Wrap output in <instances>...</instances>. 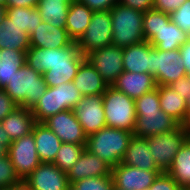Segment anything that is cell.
<instances>
[{
  "label": "cell",
  "instance_id": "6da1fadb",
  "mask_svg": "<svg viewBox=\"0 0 190 190\" xmlns=\"http://www.w3.org/2000/svg\"><path fill=\"white\" fill-rule=\"evenodd\" d=\"M85 59L76 42L58 49L30 47L26 52V63L43 74L48 87L72 82Z\"/></svg>",
  "mask_w": 190,
  "mask_h": 190
},
{
  "label": "cell",
  "instance_id": "7a4b0ae2",
  "mask_svg": "<svg viewBox=\"0 0 190 190\" xmlns=\"http://www.w3.org/2000/svg\"><path fill=\"white\" fill-rule=\"evenodd\" d=\"M132 137L128 130L106 126L87 137L85 149L113 168L121 163Z\"/></svg>",
  "mask_w": 190,
  "mask_h": 190
},
{
  "label": "cell",
  "instance_id": "3957f363",
  "mask_svg": "<svg viewBox=\"0 0 190 190\" xmlns=\"http://www.w3.org/2000/svg\"><path fill=\"white\" fill-rule=\"evenodd\" d=\"M47 88L43 74L25 63L15 72L4 91L18 106L31 109Z\"/></svg>",
  "mask_w": 190,
  "mask_h": 190
},
{
  "label": "cell",
  "instance_id": "277c9868",
  "mask_svg": "<svg viewBox=\"0 0 190 190\" xmlns=\"http://www.w3.org/2000/svg\"><path fill=\"white\" fill-rule=\"evenodd\" d=\"M112 45L128 47L145 41L143 12L116 3L111 9Z\"/></svg>",
  "mask_w": 190,
  "mask_h": 190
},
{
  "label": "cell",
  "instance_id": "5b68a950",
  "mask_svg": "<svg viewBox=\"0 0 190 190\" xmlns=\"http://www.w3.org/2000/svg\"><path fill=\"white\" fill-rule=\"evenodd\" d=\"M106 126L133 131L136 121L135 100L108 86L102 94Z\"/></svg>",
  "mask_w": 190,
  "mask_h": 190
},
{
  "label": "cell",
  "instance_id": "8992f818",
  "mask_svg": "<svg viewBox=\"0 0 190 190\" xmlns=\"http://www.w3.org/2000/svg\"><path fill=\"white\" fill-rule=\"evenodd\" d=\"M76 44L84 56L94 50L112 45V20L110 10L94 11L90 24Z\"/></svg>",
  "mask_w": 190,
  "mask_h": 190
},
{
  "label": "cell",
  "instance_id": "52a82bcc",
  "mask_svg": "<svg viewBox=\"0 0 190 190\" xmlns=\"http://www.w3.org/2000/svg\"><path fill=\"white\" fill-rule=\"evenodd\" d=\"M187 135L180 125L171 132L157 134L147 138L150 153L158 169L167 172L178 150L186 142Z\"/></svg>",
  "mask_w": 190,
  "mask_h": 190
},
{
  "label": "cell",
  "instance_id": "ba28073f",
  "mask_svg": "<svg viewBox=\"0 0 190 190\" xmlns=\"http://www.w3.org/2000/svg\"><path fill=\"white\" fill-rule=\"evenodd\" d=\"M150 74L154 76L157 86L170 85L187 76L185 67L180 60L179 49L163 51L151 45Z\"/></svg>",
  "mask_w": 190,
  "mask_h": 190
},
{
  "label": "cell",
  "instance_id": "9c48e42d",
  "mask_svg": "<svg viewBox=\"0 0 190 190\" xmlns=\"http://www.w3.org/2000/svg\"><path fill=\"white\" fill-rule=\"evenodd\" d=\"M7 154L21 180H25L41 164L32 132L12 141Z\"/></svg>",
  "mask_w": 190,
  "mask_h": 190
},
{
  "label": "cell",
  "instance_id": "30bf717a",
  "mask_svg": "<svg viewBox=\"0 0 190 190\" xmlns=\"http://www.w3.org/2000/svg\"><path fill=\"white\" fill-rule=\"evenodd\" d=\"M85 58L109 86H112L124 71L122 47L109 45L88 53Z\"/></svg>",
  "mask_w": 190,
  "mask_h": 190
},
{
  "label": "cell",
  "instance_id": "8fae6325",
  "mask_svg": "<svg viewBox=\"0 0 190 190\" xmlns=\"http://www.w3.org/2000/svg\"><path fill=\"white\" fill-rule=\"evenodd\" d=\"M62 143L86 145L87 135L73 110H64L50 116L43 122Z\"/></svg>",
  "mask_w": 190,
  "mask_h": 190
},
{
  "label": "cell",
  "instance_id": "7c38bea8",
  "mask_svg": "<svg viewBox=\"0 0 190 190\" xmlns=\"http://www.w3.org/2000/svg\"><path fill=\"white\" fill-rule=\"evenodd\" d=\"M73 112L87 137L106 127L102 95L83 96Z\"/></svg>",
  "mask_w": 190,
  "mask_h": 190
},
{
  "label": "cell",
  "instance_id": "4fadbf2b",
  "mask_svg": "<svg viewBox=\"0 0 190 190\" xmlns=\"http://www.w3.org/2000/svg\"><path fill=\"white\" fill-rule=\"evenodd\" d=\"M133 136L148 138L157 134L171 132L177 129L180 124L162 110L157 111H136Z\"/></svg>",
  "mask_w": 190,
  "mask_h": 190
},
{
  "label": "cell",
  "instance_id": "5bb4252c",
  "mask_svg": "<svg viewBox=\"0 0 190 190\" xmlns=\"http://www.w3.org/2000/svg\"><path fill=\"white\" fill-rule=\"evenodd\" d=\"M161 171L141 170L119 163L112 168L114 188L122 190H148Z\"/></svg>",
  "mask_w": 190,
  "mask_h": 190
},
{
  "label": "cell",
  "instance_id": "9a60e30c",
  "mask_svg": "<svg viewBox=\"0 0 190 190\" xmlns=\"http://www.w3.org/2000/svg\"><path fill=\"white\" fill-rule=\"evenodd\" d=\"M24 181L34 190H65L67 173L53 163H41Z\"/></svg>",
  "mask_w": 190,
  "mask_h": 190
},
{
  "label": "cell",
  "instance_id": "2e32d148",
  "mask_svg": "<svg viewBox=\"0 0 190 190\" xmlns=\"http://www.w3.org/2000/svg\"><path fill=\"white\" fill-rule=\"evenodd\" d=\"M30 47L63 48L70 46L74 41L69 37L65 27H55L49 22L42 21L36 30L29 36Z\"/></svg>",
  "mask_w": 190,
  "mask_h": 190
},
{
  "label": "cell",
  "instance_id": "e0dca14e",
  "mask_svg": "<svg viewBox=\"0 0 190 190\" xmlns=\"http://www.w3.org/2000/svg\"><path fill=\"white\" fill-rule=\"evenodd\" d=\"M112 86L134 100L157 87L152 74L129 71H123Z\"/></svg>",
  "mask_w": 190,
  "mask_h": 190
},
{
  "label": "cell",
  "instance_id": "ac0fdd59",
  "mask_svg": "<svg viewBox=\"0 0 190 190\" xmlns=\"http://www.w3.org/2000/svg\"><path fill=\"white\" fill-rule=\"evenodd\" d=\"M111 173L110 165L84 149L76 164L67 173V177L70 183H74L88 177L112 176Z\"/></svg>",
  "mask_w": 190,
  "mask_h": 190
},
{
  "label": "cell",
  "instance_id": "d6986e66",
  "mask_svg": "<svg viewBox=\"0 0 190 190\" xmlns=\"http://www.w3.org/2000/svg\"><path fill=\"white\" fill-rule=\"evenodd\" d=\"M32 133L41 163H53L62 141L43 122H36Z\"/></svg>",
  "mask_w": 190,
  "mask_h": 190
},
{
  "label": "cell",
  "instance_id": "ffe728a7",
  "mask_svg": "<svg viewBox=\"0 0 190 190\" xmlns=\"http://www.w3.org/2000/svg\"><path fill=\"white\" fill-rule=\"evenodd\" d=\"M150 152L147 138L133 136L121 163L141 170L160 171Z\"/></svg>",
  "mask_w": 190,
  "mask_h": 190
},
{
  "label": "cell",
  "instance_id": "44dd1931",
  "mask_svg": "<svg viewBox=\"0 0 190 190\" xmlns=\"http://www.w3.org/2000/svg\"><path fill=\"white\" fill-rule=\"evenodd\" d=\"M36 121L29 108L19 106L2 121L3 131L8 134L11 141L30 134Z\"/></svg>",
  "mask_w": 190,
  "mask_h": 190
},
{
  "label": "cell",
  "instance_id": "7402d4cb",
  "mask_svg": "<svg viewBox=\"0 0 190 190\" xmlns=\"http://www.w3.org/2000/svg\"><path fill=\"white\" fill-rule=\"evenodd\" d=\"M73 83L83 96L102 95L109 86L86 59L81 63Z\"/></svg>",
  "mask_w": 190,
  "mask_h": 190
},
{
  "label": "cell",
  "instance_id": "603a6c76",
  "mask_svg": "<svg viewBox=\"0 0 190 190\" xmlns=\"http://www.w3.org/2000/svg\"><path fill=\"white\" fill-rule=\"evenodd\" d=\"M151 44L142 41L123 48L124 71L136 73H150Z\"/></svg>",
  "mask_w": 190,
  "mask_h": 190
},
{
  "label": "cell",
  "instance_id": "cb8c5ba5",
  "mask_svg": "<svg viewBox=\"0 0 190 190\" xmlns=\"http://www.w3.org/2000/svg\"><path fill=\"white\" fill-rule=\"evenodd\" d=\"M93 12L88 6L80 3L78 0L70 3L65 28L74 42H77L87 29Z\"/></svg>",
  "mask_w": 190,
  "mask_h": 190
},
{
  "label": "cell",
  "instance_id": "d4e9b609",
  "mask_svg": "<svg viewBox=\"0 0 190 190\" xmlns=\"http://www.w3.org/2000/svg\"><path fill=\"white\" fill-rule=\"evenodd\" d=\"M64 110L65 104H62L61 85L48 87L31 108L36 122H44L50 116Z\"/></svg>",
  "mask_w": 190,
  "mask_h": 190
},
{
  "label": "cell",
  "instance_id": "484cf974",
  "mask_svg": "<svg viewBox=\"0 0 190 190\" xmlns=\"http://www.w3.org/2000/svg\"><path fill=\"white\" fill-rule=\"evenodd\" d=\"M12 49L27 52L30 48L29 34L22 31L7 16L0 22V50Z\"/></svg>",
  "mask_w": 190,
  "mask_h": 190
},
{
  "label": "cell",
  "instance_id": "4316f807",
  "mask_svg": "<svg viewBox=\"0 0 190 190\" xmlns=\"http://www.w3.org/2000/svg\"><path fill=\"white\" fill-rule=\"evenodd\" d=\"M158 92L162 111L181 125L187 115L186 99L169 85L158 86Z\"/></svg>",
  "mask_w": 190,
  "mask_h": 190
},
{
  "label": "cell",
  "instance_id": "83f0119b",
  "mask_svg": "<svg viewBox=\"0 0 190 190\" xmlns=\"http://www.w3.org/2000/svg\"><path fill=\"white\" fill-rule=\"evenodd\" d=\"M189 38V35L170 20L163 24L149 43L159 50L172 51L179 49Z\"/></svg>",
  "mask_w": 190,
  "mask_h": 190
},
{
  "label": "cell",
  "instance_id": "f1b7e54d",
  "mask_svg": "<svg viewBox=\"0 0 190 190\" xmlns=\"http://www.w3.org/2000/svg\"><path fill=\"white\" fill-rule=\"evenodd\" d=\"M166 173H168L179 186H190V143L187 140L178 150Z\"/></svg>",
  "mask_w": 190,
  "mask_h": 190
},
{
  "label": "cell",
  "instance_id": "f546056e",
  "mask_svg": "<svg viewBox=\"0 0 190 190\" xmlns=\"http://www.w3.org/2000/svg\"><path fill=\"white\" fill-rule=\"evenodd\" d=\"M0 88L4 89L19 70L26 63V52L12 49H1Z\"/></svg>",
  "mask_w": 190,
  "mask_h": 190
},
{
  "label": "cell",
  "instance_id": "4dcf8cb0",
  "mask_svg": "<svg viewBox=\"0 0 190 190\" xmlns=\"http://www.w3.org/2000/svg\"><path fill=\"white\" fill-rule=\"evenodd\" d=\"M69 5L65 0H39L36 8L42 21L55 27H65Z\"/></svg>",
  "mask_w": 190,
  "mask_h": 190
},
{
  "label": "cell",
  "instance_id": "1f68e13d",
  "mask_svg": "<svg viewBox=\"0 0 190 190\" xmlns=\"http://www.w3.org/2000/svg\"><path fill=\"white\" fill-rule=\"evenodd\" d=\"M6 16L19 28H22V31L28 33L29 36L42 22V17L36 7H8Z\"/></svg>",
  "mask_w": 190,
  "mask_h": 190
},
{
  "label": "cell",
  "instance_id": "d6a6232c",
  "mask_svg": "<svg viewBox=\"0 0 190 190\" xmlns=\"http://www.w3.org/2000/svg\"><path fill=\"white\" fill-rule=\"evenodd\" d=\"M86 145L62 143L53 162L61 171L66 173L76 164Z\"/></svg>",
  "mask_w": 190,
  "mask_h": 190
},
{
  "label": "cell",
  "instance_id": "836d02e7",
  "mask_svg": "<svg viewBox=\"0 0 190 190\" xmlns=\"http://www.w3.org/2000/svg\"><path fill=\"white\" fill-rule=\"evenodd\" d=\"M170 21V15L156 9H150L143 13V33L145 41H150L160 30L163 24Z\"/></svg>",
  "mask_w": 190,
  "mask_h": 190
},
{
  "label": "cell",
  "instance_id": "e575fe53",
  "mask_svg": "<svg viewBox=\"0 0 190 190\" xmlns=\"http://www.w3.org/2000/svg\"><path fill=\"white\" fill-rule=\"evenodd\" d=\"M74 184L79 190H113L115 187L112 176L88 177Z\"/></svg>",
  "mask_w": 190,
  "mask_h": 190
},
{
  "label": "cell",
  "instance_id": "d590c367",
  "mask_svg": "<svg viewBox=\"0 0 190 190\" xmlns=\"http://www.w3.org/2000/svg\"><path fill=\"white\" fill-rule=\"evenodd\" d=\"M21 181L8 154L0 158V188L10 187Z\"/></svg>",
  "mask_w": 190,
  "mask_h": 190
},
{
  "label": "cell",
  "instance_id": "8d00e7d4",
  "mask_svg": "<svg viewBox=\"0 0 190 190\" xmlns=\"http://www.w3.org/2000/svg\"><path fill=\"white\" fill-rule=\"evenodd\" d=\"M158 86L151 92L143 94L135 99L136 111H157L162 110L160 107Z\"/></svg>",
  "mask_w": 190,
  "mask_h": 190
},
{
  "label": "cell",
  "instance_id": "74e56055",
  "mask_svg": "<svg viewBox=\"0 0 190 190\" xmlns=\"http://www.w3.org/2000/svg\"><path fill=\"white\" fill-rule=\"evenodd\" d=\"M170 20L190 36V0H186L177 10L171 13Z\"/></svg>",
  "mask_w": 190,
  "mask_h": 190
},
{
  "label": "cell",
  "instance_id": "f35d334b",
  "mask_svg": "<svg viewBox=\"0 0 190 190\" xmlns=\"http://www.w3.org/2000/svg\"><path fill=\"white\" fill-rule=\"evenodd\" d=\"M62 104H65V110H73L83 95L74 86L73 81L61 84Z\"/></svg>",
  "mask_w": 190,
  "mask_h": 190
},
{
  "label": "cell",
  "instance_id": "ab89813d",
  "mask_svg": "<svg viewBox=\"0 0 190 190\" xmlns=\"http://www.w3.org/2000/svg\"><path fill=\"white\" fill-rule=\"evenodd\" d=\"M148 190H184V187L179 186L168 173L163 172L157 176Z\"/></svg>",
  "mask_w": 190,
  "mask_h": 190
},
{
  "label": "cell",
  "instance_id": "60d3db41",
  "mask_svg": "<svg viewBox=\"0 0 190 190\" xmlns=\"http://www.w3.org/2000/svg\"><path fill=\"white\" fill-rule=\"evenodd\" d=\"M19 106L0 88V122Z\"/></svg>",
  "mask_w": 190,
  "mask_h": 190
},
{
  "label": "cell",
  "instance_id": "b9f144b4",
  "mask_svg": "<svg viewBox=\"0 0 190 190\" xmlns=\"http://www.w3.org/2000/svg\"><path fill=\"white\" fill-rule=\"evenodd\" d=\"M186 0H153V9L166 14H171L177 10Z\"/></svg>",
  "mask_w": 190,
  "mask_h": 190
},
{
  "label": "cell",
  "instance_id": "7bdbcfd3",
  "mask_svg": "<svg viewBox=\"0 0 190 190\" xmlns=\"http://www.w3.org/2000/svg\"><path fill=\"white\" fill-rule=\"evenodd\" d=\"M80 3L85 4L93 11L110 10L118 0H78Z\"/></svg>",
  "mask_w": 190,
  "mask_h": 190
},
{
  "label": "cell",
  "instance_id": "ee69618b",
  "mask_svg": "<svg viewBox=\"0 0 190 190\" xmlns=\"http://www.w3.org/2000/svg\"><path fill=\"white\" fill-rule=\"evenodd\" d=\"M118 3L143 13L153 9V0H118Z\"/></svg>",
  "mask_w": 190,
  "mask_h": 190
},
{
  "label": "cell",
  "instance_id": "f6af8a7d",
  "mask_svg": "<svg viewBox=\"0 0 190 190\" xmlns=\"http://www.w3.org/2000/svg\"><path fill=\"white\" fill-rule=\"evenodd\" d=\"M172 89L176 90L177 93L181 94L184 99H187L190 93V77L187 75L180 78L169 85Z\"/></svg>",
  "mask_w": 190,
  "mask_h": 190
},
{
  "label": "cell",
  "instance_id": "bcb514c9",
  "mask_svg": "<svg viewBox=\"0 0 190 190\" xmlns=\"http://www.w3.org/2000/svg\"><path fill=\"white\" fill-rule=\"evenodd\" d=\"M180 60L185 67V70L190 77V38L179 48Z\"/></svg>",
  "mask_w": 190,
  "mask_h": 190
},
{
  "label": "cell",
  "instance_id": "7dc6e473",
  "mask_svg": "<svg viewBox=\"0 0 190 190\" xmlns=\"http://www.w3.org/2000/svg\"><path fill=\"white\" fill-rule=\"evenodd\" d=\"M39 0H7L6 7H37Z\"/></svg>",
  "mask_w": 190,
  "mask_h": 190
},
{
  "label": "cell",
  "instance_id": "c3c4849f",
  "mask_svg": "<svg viewBox=\"0 0 190 190\" xmlns=\"http://www.w3.org/2000/svg\"><path fill=\"white\" fill-rule=\"evenodd\" d=\"M11 142L12 141L9 139L8 134L3 131V126L0 122V144H3L8 148Z\"/></svg>",
  "mask_w": 190,
  "mask_h": 190
},
{
  "label": "cell",
  "instance_id": "681fc988",
  "mask_svg": "<svg viewBox=\"0 0 190 190\" xmlns=\"http://www.w3.org/2000/svg\"><path fill=\"white\" fill-rule=\"evenodd\" d=\"M186 134H190V110L187 111V115L183 123L181 124Z\"/></svg>",
  "mask_w": 190,
  "mask_h": 190
},
{
  "label": "cell",
  "instance_id": "f907efd6",
  "mask_svg": "<svg viewBox=\"0 0 190 190\" xmlns=\"http://www.w3.org/2000/svg\"><path fill=\"white\" fill-rule=\"evenodd\" d=\"M14 190H34L26 181L21 180L18 184L14 185Z\"/></svg>",
  "mask_w": 190,
  "mask_h": 190
},
{
  "label": "cell",
  "instance_id": "816d5d0a",
  "mask_svg": "<svg viewBox=\"0 0 190 190\" xmlns=\"http://www.w3.org/2000/svg\"><path fill=\"white\" fill-rule=\"evenodd\" d=\"M7 153H8V148L5 145L0 144V158L6 156Z\"/></svg>",
  "mask_w": 190,
  "mask_h": 190
},
{
  "label": "cell",
  "instance_id": "f5cc1de1",
  "mask_svg": "<svg viewBox=\"0 0 190 190\" xmlns=\"http://www.w3.org/2000/svg\"><path fill=\"white\" fill-rule=\"evenodd\" d=\"M6 10L7 7L4 5H0V22L3 20V18L6 16Z\"/></svg>",
  "mask_w": 190,
  "mask_h": 190
},
{
  "label": "cell",
  "instance_id": "db71d44e",
  "mask_svg": "<svg viewBox=\"0 0 190 190\" xmlns=\"http://www.w3.org/2000/svg\"><path fill=\"white\" fill-rule=\"evenodd\" d=\"M65 190H79V189L74 183L69 182Z\"/></svg>",
  "mask_w": 190,
  "mask_h": 190
},
{
  "label": "cell",
  "instance_id": "11a10c76",
  "mask_svg": "<svg viewBox=\"0 0 190 190\" xmlns=\"http://www.w3.org/2000/svg\"><path fill=\"white\" fill-rule=\"evenodd\" d=\"M186 104H187V111L190 110V93L186 99Z\"/></svg>",
  "mask_w": 190,
  "mask_h": 190
},
{
  "label": "cell",
  "instance_id": "9f6ffc18",
  "mask_svg": "<svg viewBox=\"0 0 190 190\" xmlns=\"http://www.w3.org/2000/svg\"><path fill=\"white\" fill-rule=\"evenodd\" d=\"M0 190H14V186L3 187V188H0Z\"/></svg>",
  "mask_w": 190,
  "mask_h": 190
},
{
  "label": "cell",
  "instance_id": "6f0895ef",
  "mask_svg": "<svg viewBox=\"0 0 190 190\" xmlns=\"http://www.w3.org/2000/svg\"><path fill=\"white\" fill-rule=\"evenodd\" d=\"M6 2H7V0H0V5L6 6Z\"/></svg>",
  "mask_w": 190,
  "mask_h": 190
},
{
  "label": "cell",
  "instance_id": "680465c9",
  "mask_svg": "<svg viewBox=\"0 0 190 190\" xmlns=\"http://www.w3.org/2000/svg\"><path fill=\"white\" fill-rule=\"evenodd\" d=\"M187 135V141L190 143V134H186Z\"/></svg>",
  "mask_w": 190,
  "mask_h": 190
},
{
  "label": "cell",
  "instance_id": "91938a15",
  "mask_svg": "<svg viewBox=\"0 0 190 190\" xmlns=\"http://www.w3.org/2000/svg\"><path fill=\"white\" fill-rule=\"evenodd\" d=\"M66 2H68L69 4L75 0H65Z\"/></svg>",
  "mask_w": 190,
  "mask_h": 190
},
{
  "label": "cell",
  "instance_id": "94428289",
  "mask_svg": "<svg viewBox=\"0 0 190 190\" xmlns=\"http://www.w3.org/2000/svg\"><path fill=\"white\" fill-rule=\"evenodd\" d=\"M184 190H190V186L184 187Z\"/></svg>",
  "mask_w": 190,
  "mask_h": 190
}]
</instances>
